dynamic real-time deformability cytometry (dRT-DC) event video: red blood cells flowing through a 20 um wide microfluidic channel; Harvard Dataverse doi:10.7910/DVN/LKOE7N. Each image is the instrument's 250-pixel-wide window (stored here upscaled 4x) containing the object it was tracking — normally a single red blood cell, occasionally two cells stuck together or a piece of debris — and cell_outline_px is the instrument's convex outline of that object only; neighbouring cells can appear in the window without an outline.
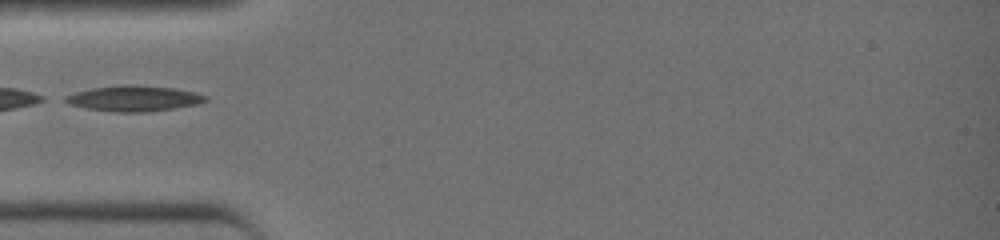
{"species": "common noctule bat (a hibernating species)", "species_latin": "Nyctalus noctula", "temperature_condition": "warm", "stored_images_in_passage": 5, "camera_frame_rate_fps": 3000, "um_per_image_px": 0.085, "animal": {"sex": "female", "body_mass_g": 19.0, "forearm_length_mm": 51.5}, "frame": {"image": 1, "passage_image": 1, "time_ms": 0.0, "image_size_px": [1000, 240], "cell_outline_px": [[208, 100], [200, 104], [148, 112], [116, 112], [88, 108], [68, 104], [60, 100], [64, 96], [76, 92], [92, 88], [124, 84], [128, 84], [176, 88], [196, 92], [208, 96]], "centroid_in_image_um": [11.4, 8.36], "position_along_channel_um": 73.6, "area_um2": 21.15}}